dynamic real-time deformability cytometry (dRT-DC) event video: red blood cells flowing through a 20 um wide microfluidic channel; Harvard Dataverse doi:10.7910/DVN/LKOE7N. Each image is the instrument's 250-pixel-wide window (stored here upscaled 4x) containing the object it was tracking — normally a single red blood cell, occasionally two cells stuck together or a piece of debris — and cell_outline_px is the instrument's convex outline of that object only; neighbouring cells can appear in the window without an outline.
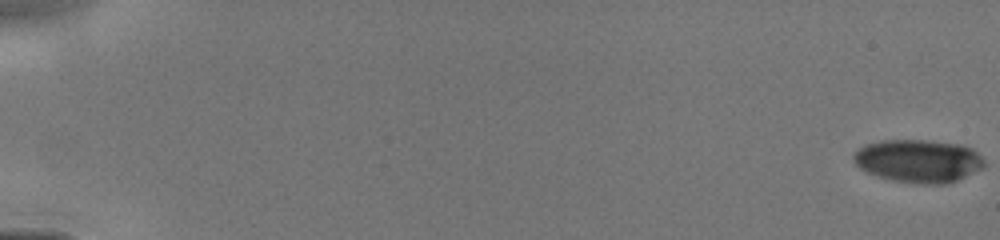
{"species": "human", "species_latin": "Homo sapiens", "temperature_condition": "cold", "stored_images_in_passage": 6, "camera_frame_rate_fps": 3000, "um_per_image_px": 0.085, "donor": {"sex": "male"}, "frame": {"image": 1, "passage_image": 1, "time_ms": 0.0, "image_size_px": [1000, 240], "cell_outline_px": [[984, 168], [948, 184], [916, 184], [892, 180], [868, 172], [860, 168], [852, 160], [852, 152], [864, 144], [880, 140], [928, 140], [960, 144], [972, 148], [984, 160]], "centroid_in_image_um": [78.04, 13.67], "position_along_channel_um": 7.0, "area_um2": 33.06}}
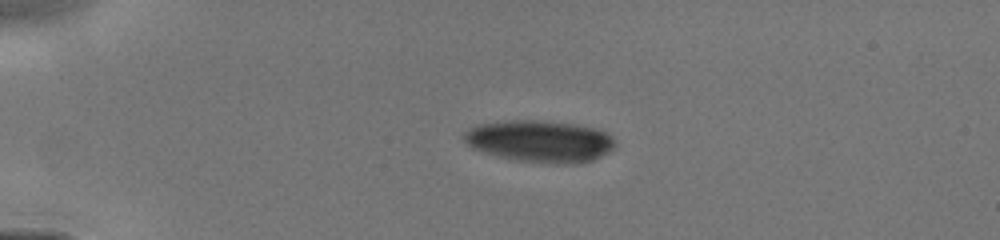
{"frame": {"image": 2, "passage_image": 5, "time_ms": 4.0, "image_size_px": [1000, 240], "cell_outline_px": [[616, 148], [592, 160], [572, 164], [556, 164], [516, 160], [500, 156], [472, 148], [464, 140], [464, 132], [468, 128], [476, 124], [504, 120], [536, 120], [572, 124], [596, 128], [612, 136], [616, 140]], "centroid_in_image_um": [45.9, 11.99], "position_along_channel_um": 39.1, "area_um2": 36.93}}